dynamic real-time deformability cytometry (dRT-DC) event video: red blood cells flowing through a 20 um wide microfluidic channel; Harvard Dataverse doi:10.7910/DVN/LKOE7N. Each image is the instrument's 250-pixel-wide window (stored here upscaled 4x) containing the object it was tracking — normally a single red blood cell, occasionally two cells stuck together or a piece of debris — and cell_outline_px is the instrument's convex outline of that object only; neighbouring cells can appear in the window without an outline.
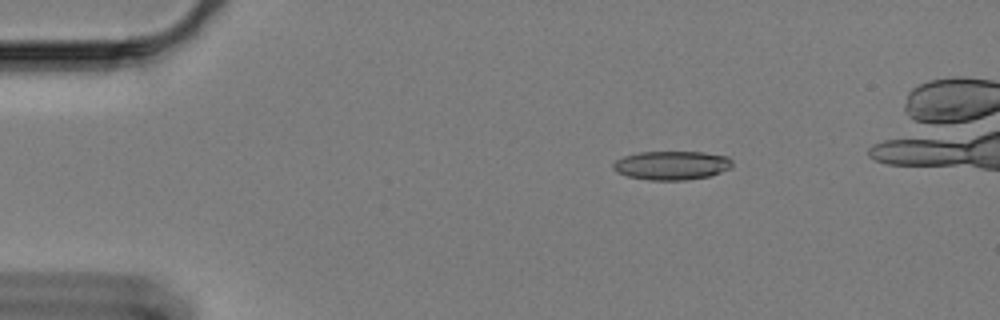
{"species": "Egyptian fruit bat (a non-hibernating species)", "species_latin": "Rousettus aegyptiacus", "temperature_condition": "cold", "stored_images_in_passage": 47, "camera_frame_rate_fps": 3000, "um_per_image_px": 0.085, "animal": {"sex": "female"}, "frame": {"image": 1, "passage_image": 1, "time_ms": 0.0, "image_size_px": [1000, 320], "cell_outline_px": [[716, 172], [704, 176], [636, 176], [636, 172], [660, 152], [684, 152], [716, 156]], "centroid_in_image_um": [57.72, 14.03], "position_along_channel_um": 27.3, "area_um2": 11.5}}
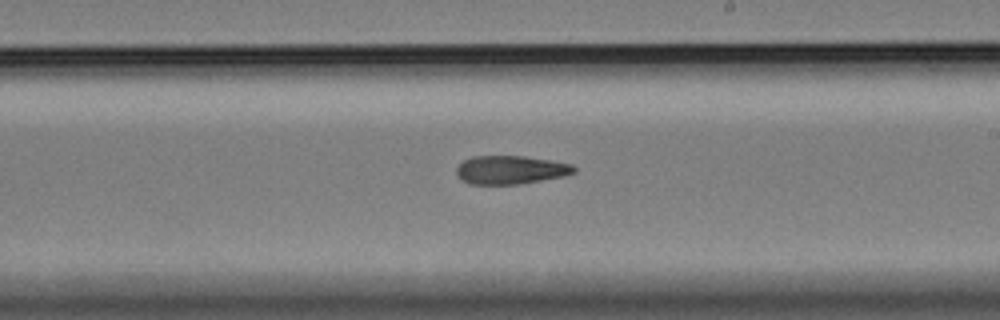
{"frame": {"image": 2, "passage_image": 26, "time_ms": 8.333, "image_size_px": [1000, 320], "cell_outline_px": [[572, 168], [568, 172], [528, 180], [472, 180], [464, 176], [460, 172], [460, 168], [464, 164], [476, 160], [532, 160], [560, 164]], "centroid_in_image_um": [43.42, 14.44], "position_along_channel_um": 245.6, "area_um2": 13.18}}
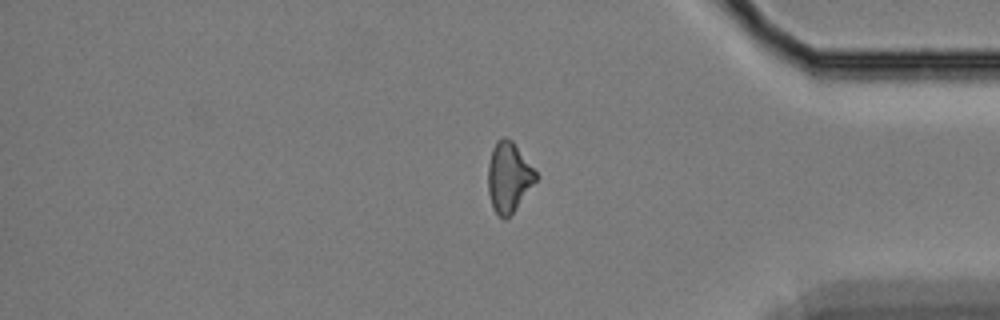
{"frame": {"image": 3, "passage_image": 41, "time_ms": 13.333, "image_size_px": [1000, 320], "cell_outline_px": [[536, 180], [512, 208], [508, 212], [496, 208], [492, 200], [492, 156], [496, 148], [512, 144], [536, 172]], "centroid_in_image_um": [43.35, 15.06], "position_along_channel_um": 391.8, "area_um2": 15.14}}